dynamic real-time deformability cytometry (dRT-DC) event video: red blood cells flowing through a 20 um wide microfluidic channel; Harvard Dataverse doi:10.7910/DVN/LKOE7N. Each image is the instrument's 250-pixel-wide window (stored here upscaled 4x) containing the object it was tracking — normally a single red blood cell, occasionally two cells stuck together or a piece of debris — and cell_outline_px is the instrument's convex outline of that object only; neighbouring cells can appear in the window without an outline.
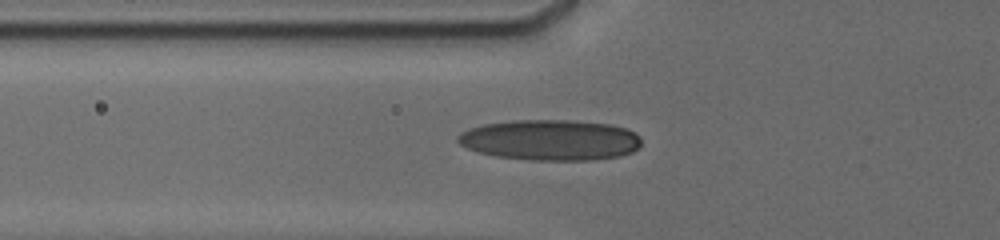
{"species": "human", "species_latin": "Homo sapiens", "temperature_condition": "cold", "stored_images_in_passage": 34, "camera_frame_rate_fps": 3000, "um_per_image_px": 0.085, "donor": {"sex": "male"}, "frame": {"image": 1, "passage_image": 12, "time_ms": 5.0, "image_size_px": [1000, 240], "cell_outline_px": [[640, 148], [632, 152], [620, 156], [592, 160], [532, 160], [496, 156], [476, 152], [460, 144], [456, 140], [456, 136], [460, 132], [468, 128], [484, 124], [512, 120], [568, 120], [612, 124], [624, 128], [640, 136]], "centroid_in_image_um": [46.75, 11.9], "position_along_channel_um": 79.0, "area_um2": 43.75}}
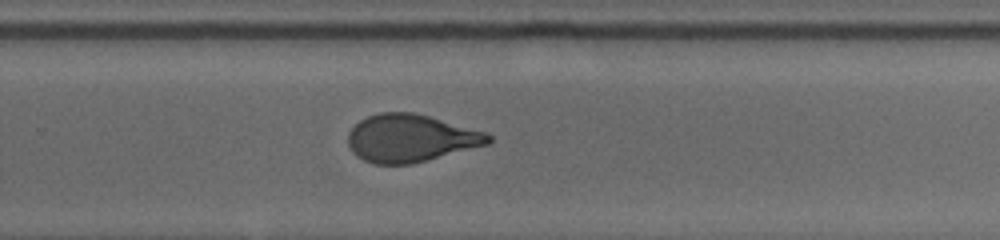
{"frame": {"image": 2, "passage_image": 23, "time_ms": 10.667, "image_size_px": [1000, 240], "cell_outline_px": [[492, 140], [488, 144], [412, 164], [376, 164], [364, 160], [356, 156], [352, 152], [348, 144], [348, 132], [360, 120], [368, 116], [380, 112], [416, 112], [488, 132], [492, 136]], "centroid_in_image_um": [34.91, 11.74], "position_along_channel_um": 294.9, "area_um2": 39.13}}
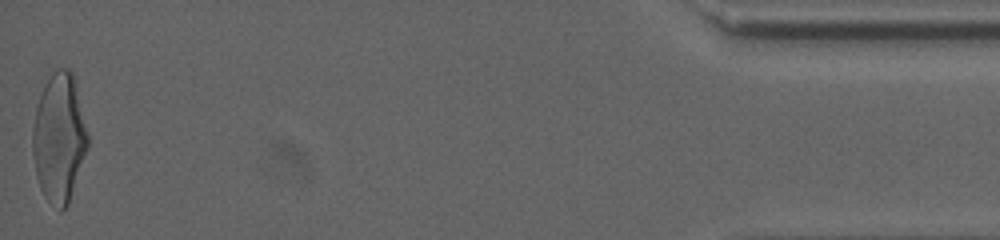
{"frame": {"image": 3, "passage_image": 34, "time_ms": 16.333, "image_size_px": [1000, 240], "cell_outline_px": [[88, 148], [68, 204], [60, 212], [44, 196], [40, 188], [36, 176], [32, 152], [32, 132], [36, 108], [44, 84], [52, 72], [56, 68], [68, 68], [72, 72], [88, 136]], "centroid_in_image_um": [5.01, 11.74], "position_along_channel_um": 430.2, "area_um2": 41.1}, "authors_computed_cell_mechanics": {"area_um2": 39.1884, "velocity_mm_per_s": 3.8017, "shape_relaxation_time_tau1_ms": 6.8869, "shape_relaxation_time_tau2_ms": 1.1989, "deformation_change_tau1": 0.2213, "deformation_change_tau2": 0.0861}}